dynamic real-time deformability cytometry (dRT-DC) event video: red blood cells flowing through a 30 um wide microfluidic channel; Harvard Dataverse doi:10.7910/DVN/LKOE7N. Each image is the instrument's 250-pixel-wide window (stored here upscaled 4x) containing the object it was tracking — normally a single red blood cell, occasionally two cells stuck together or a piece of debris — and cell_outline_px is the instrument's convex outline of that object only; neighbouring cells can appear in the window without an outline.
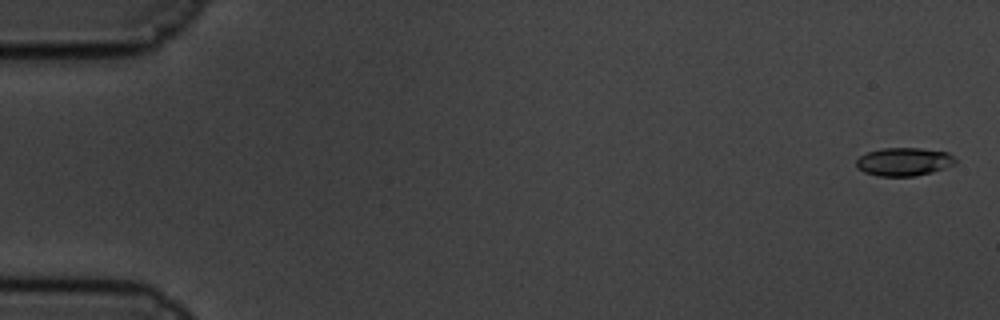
{"species": "common noctule bat (a hibernating species)", "species_latin": "Nyctalus noctula", "temperature_condition": "cold", "stored_images_in_passage": 16, "camera_frame_rate_fps": 3000, "um_per_image_px": 0.085, "animal": {"sex": "male", "body_mass_g": 19.5, "forearm_length_mm": 54.6}, "frame": {"image": 1, "passage_image": 2, "time_ms": 0.333, "image_size_px": [1000, 320], "cell_outline_px": [[956, 164], [932, 172], [916, 176], [880, 176], [864, 172], [856, 168], [856, 160], [860, 156], [868, 152], [880, 148], [920, 148], [948, 152], [956, 160]], "centroid_in_image_um": [76.82, 13.74], "position_along_channel_um": 8.2, "area_um2": 16.36}}